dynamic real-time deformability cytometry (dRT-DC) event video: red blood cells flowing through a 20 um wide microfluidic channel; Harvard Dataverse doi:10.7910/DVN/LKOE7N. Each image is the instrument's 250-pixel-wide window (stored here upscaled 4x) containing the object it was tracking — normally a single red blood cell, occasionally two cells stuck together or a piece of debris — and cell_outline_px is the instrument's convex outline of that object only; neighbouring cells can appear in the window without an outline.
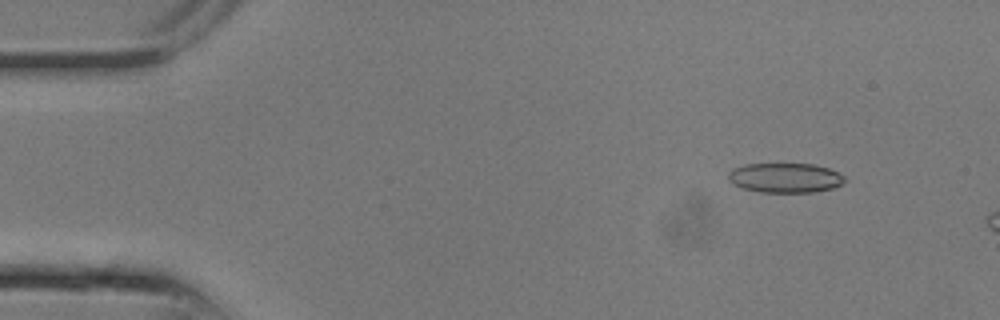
{"species": "common noctule bat (a hibernating species)", "species_latin": "Nyctalus noctula", "temperature_condition": "room temperature", "stored_images_in_passage": 8, "camera_frame_rate_fps": 3000, "um_per_image_px": 0.085, "animal": {"sex": "male", "body_mass_g": 13.3}, "frame": {"image": 1, "passage_image": 3, "time_ms": 0.667, "image_size_px": [1000, 320], "cell_outline_px": [[848, 180], [832, 188], [816, 192], [760, 192], [744, 188], [732, 184], [728, 180], [728, 172], [732, 168], [744, 164], [812, 164], [828, 168], [844, 176]], "centroid_in_image_um": [66.71, 15.11], "position_along_channel_um": 18.3, "area_um2": 20.17}}